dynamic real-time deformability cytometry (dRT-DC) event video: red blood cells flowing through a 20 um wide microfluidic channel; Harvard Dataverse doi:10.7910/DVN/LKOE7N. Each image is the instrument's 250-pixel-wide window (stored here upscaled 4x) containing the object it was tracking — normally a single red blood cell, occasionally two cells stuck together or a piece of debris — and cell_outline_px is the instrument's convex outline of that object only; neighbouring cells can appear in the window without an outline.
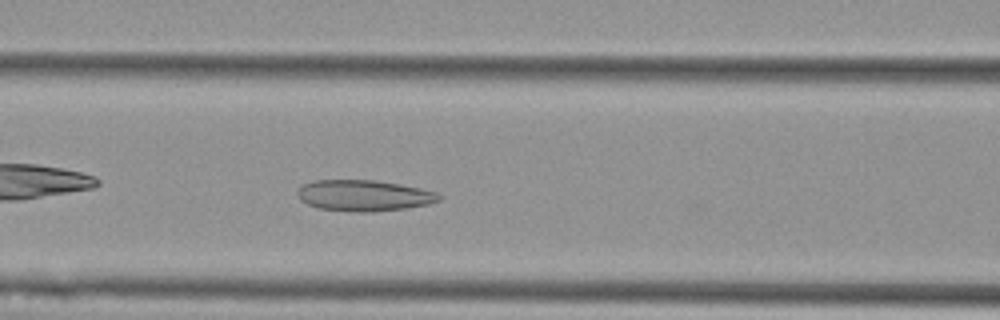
{"species": "Egyptian fruit bat (a non-hibernating species)", "species_latin": "Rousettus aegyptiacus", "temperature_condition": "cold", "stored_images_in_passage": 42, "camera_frame_rate_fps": 3000, "um_per_image_px": 0.085, "animal": {"sex": "female"}, "frame": {"image": 1, "passage_image": 9, "time_ms": 2.667, "image_size_px": [1000, 320], "cell_outline_px": [[440, 200], [428, 204], [404, 208], [372, 212], [364, 212], [316, 208], [300, 200], [296, 192], [304, 184], [312, 180], [376, 180], [400, 184], [420, 188], [436, 192], [440, 196]], "centroid_in_image_um": [30.91, 16.61], "position_along_channel_um": 135.7, "area_um2": 25.49}}
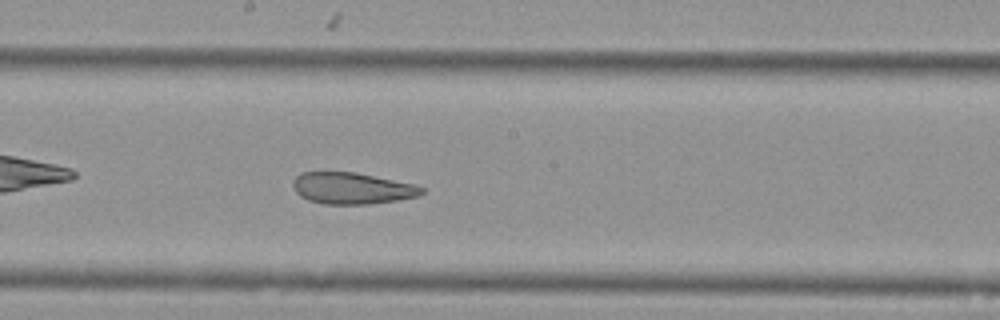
{"frame": {"image": 2, "passage_image": 16, "time_ms": 5.0, "image_size_px": [1000, 320], "cell_outline_px": [[424, 192], [420, 196], [396, 200], [368, 204], [324, 204], [308, 200], [300, 196], [292, 188], [292, 180], [300, 172], [356, 172], [416, 184], [424, 188]], "centroid_in_image_um": [29.91, 16.0], "position_along_channel_um": 218.3, "area_um2": 23.87}}
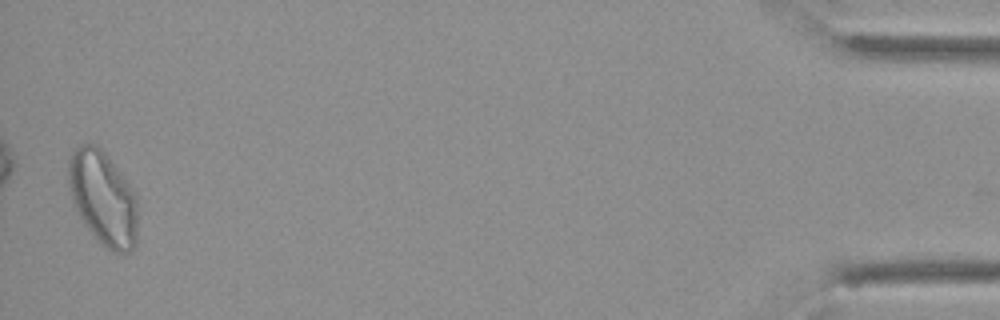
{"frame": {"image": 3, "passage_image": 41, "time_ms": 13.333, "image_size_px": [1000, 320], "cell_outline_px": [[136, 248], [128, 252], [112, 252], [100, 244], [84, 224], [72, 200], [68, 188], [68, 160], [72, 152], [80, 144], [96, 144], [104, 152], [136, 192]], "centroid_in_image_um": [8.75, 16.85], "position_along_channel_um": 426.5, "area_um2": 38.09}, "authors_computed_cell_mechanics": {"area_um2": 26.2123, "velocity_mm_per_s": 3.5567, "shape_relaxation_time_tau1_ms": null, "shape_relaxation_time_tau2_ms": 2.2789, "deformation_change_tau1": null, "deformation_change_tau2": 0.094}}